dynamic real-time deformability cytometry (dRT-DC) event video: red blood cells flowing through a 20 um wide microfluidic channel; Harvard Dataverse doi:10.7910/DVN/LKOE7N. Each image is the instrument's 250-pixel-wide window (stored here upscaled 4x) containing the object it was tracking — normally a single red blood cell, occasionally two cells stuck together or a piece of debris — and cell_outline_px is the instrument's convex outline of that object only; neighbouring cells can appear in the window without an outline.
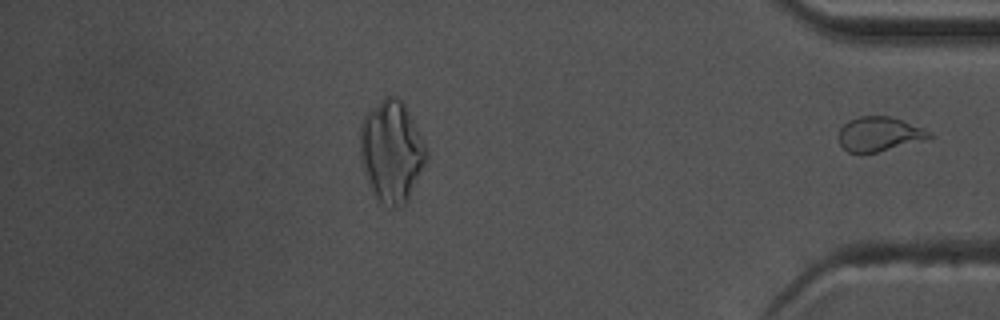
{"species": "common noctule bat (a hibernating species)", "species_latin": "Nyctalus noctula", "temperature_condition": "warm", "stored_images_in_passage": 48, "segment_of_instrument_passage": [2, 2], "camera_frame_rate_fps": 3000, "um_per_image_px": 0.085, "animal": {"sex": "male", "body_mass_g": 17.5, "forearm_length_mm": 52.3}, "frame": {"image": 1, "passage_image": 48, "time_ms": 15.667, "image_size_px": [1000, 320], "cell_outline_px": [[932, 136], [876, 152], [848, 152], [840, 144], [840, 128], [848, 120], [860, 116], [892, 116], [924, 128], [932, 132]], "centroid_in_image_um": [74.71, 11.36], "position_along_channel_um": 360.5, "area_um2": 17.63}}